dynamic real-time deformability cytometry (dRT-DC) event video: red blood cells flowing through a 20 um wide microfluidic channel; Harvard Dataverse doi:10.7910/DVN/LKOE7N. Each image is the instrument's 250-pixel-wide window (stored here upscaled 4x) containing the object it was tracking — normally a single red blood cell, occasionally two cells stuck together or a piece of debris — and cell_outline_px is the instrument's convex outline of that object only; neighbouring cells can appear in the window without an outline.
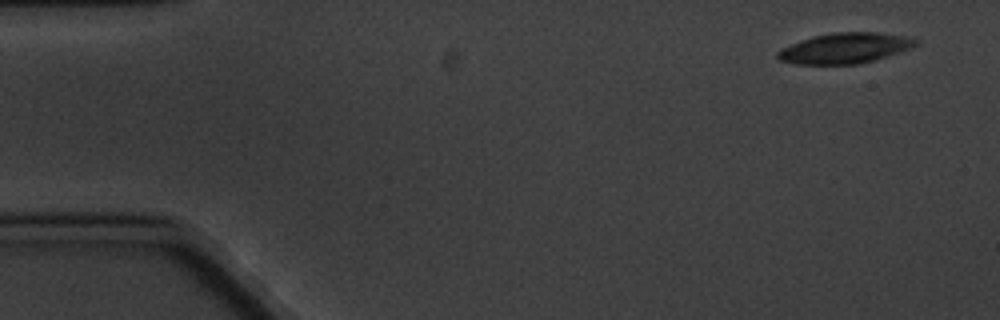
{"species": "common noctule bat (a hibernating species)", "species_latin": "Nyctalus noctula", "temperature_condition": "cold", "stored_images_in_passage": 6, "camera_frame_rate_fps": 3000, "um_per_image_px": 0.085, "animal": {"sex": "male", "body_mass_g": 20.1, "forearm_length_mm": 53.5}, "frame": {"image": 1, "passage_image": 1, "time_ms": 0.0, "image_size_px": [1000, 320], "cell_outline_px": [[920, 40], [916, 44], [908, 48], [876, 60], [856, 64], [796, 64], [780, 60], [776, 56], [776, 52], [800, 40], [812, 36], [836, 32], [876, 32], [916, 36]], "centroid_in_image_um": [71.87, 4.08], "position_along_channel_um": 13.1, "area_um2": 24.57}}
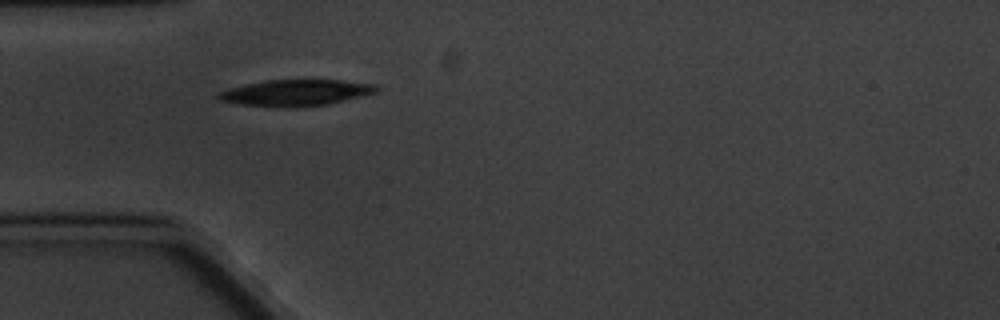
{"frame": {"image": 2, "passage_image": 5, "time_ms": 4.667, "image_size_px": [1000, 320], "cell_outline_px": [[380, 88], [376, 92], [364, 96], [324, 104], [240, 104], [220, 100], [216, 96], [220, 92], [244, 84], [268, 80], [340, 80], [376, 84]], "centroid_in_image_um": [25.23, 7.82], "position_along_channel_um": 59.8, "area_um2": 22.72}}